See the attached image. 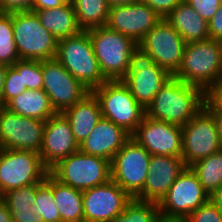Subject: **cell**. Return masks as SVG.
<instances>
[{
	"mask_svg": "<svg viewBox=\"0 0 222 222\" xmlns=\"http://www.w3.org/2000/svg\"><path fill=\"white\" fill-rule=\"evenodd\" d=\"M204 102V91L201 88L173 77L155 95L145 109V115L182 127L201 110Z\"/></svg>",
	"mask_w": 222,
	"mask_h": 222,
	"instance_id": "1",
	"label": "cell"
},
{
	"mask_svg": "<svg viewBox=\"0 0 222 222\" xmlns=\"http://www.w3.org/2000/svg\"><path fill=\"white\" fill-rule=\"evenodd\" d=\"M55 59L90 92L108 81L94 54L88 30L58 40Z\"/></svg>",
	"mask_w": 222,
	"mask_h": 222,
	"instance_id": "2",
	"label": "cell"
},
{
	"mask_svg": "<svg viewBox=\"0 0 222 222\" xmlns=\"http://www.w3.org/2000/svg\"><path fill=\"white\" fill-rule=\"evenodd\" d=\"M222 77V42L208 39L187 43L182 63L174 78L204 92Z\"/></svg>",
	"mask_w": 222,
	"mask_h": 222,
	"instance_id": "3",
	"label": "cell"
},
{
	"mask_svg": "<svg viewBox=\"0 0 222 222\" xmlns=\"http://www.w3.org/2000/svg\"><path fill=\"white\" fill-rule=\"evenodd\" d=\"M88 33L104 77L108 81L122 80L128 71L131 54L138 44L107 26L88 29Z\"/></svg>",
	"mask_w": 222,
	"mask_h": 222,
	"instance_id": "4",
	"label": "cell"
},
{
	"mask_svg": "<svg viewBox=\"0 0 222 222\" xmlns=\"http://www.w3.org/2000/svg\"><path fill=\"white\" fill-rule=\"evenodd\" d=\"M97 98L102 117L132 135L145 116V109L121 81H107L91 91Z\"/></svg>",
	"mask_w": 222,
	"mask_h": 222,
	"instance_id": "5",
	"label": "cell"
},
{
	"mask_svg": "<svg viewBox=\"0 0 222 222\" xmlns=\"http://www.w3.org/2000/svg\"><path fill=\"white\" fill-rule=\"evenodd\" d=\"M12 26L19 59H55L58 41L41 25L34 11L12 12Z\"/></svg>",
	"mask_w": 222,
	"mask_h": 222,
	"instance_id": "6",
	"label": "cell"
},
{
	"mask_svg": "<svg viewBox=\"0 0 222 222\" xmlns=\"http://www.w3.org/2000/svg\"><path fill=\"white\" fill-rule=\"evenodd\" d=\"M49 173L62 184L84 191L111 179V161L77 151L59 161Z\"/></svg>",
	"mask_w": 222,
	"mask_h": 222,
	"instance_id": "7",
	"label": "cell"
},
{
	"mask_svg": "<svg viewBox=\"0 0 222 222\" xmlns=\"http://www.w3.org/2000/svg\"><path fill=\"white\" fill-rule=\"evenodd\" d=\"M173 77L155 64L148 53L137 47L131 54L128 71L121 81L129 88L135 100L146 109Z\"/></svg>",
	"mask_w": 222,
	"mask_h": 222,
	"instance_id": "8",
	"label": "cell"
},
{
	"mask_svg": "<svg viewBox=\"0 0 222 222\" xmlns=\"http://www.w3.org/2000/svg\"><path fill=\"white\" fill-rule=\"evenodd\" d=\"M49 170L39 153L0 148V194L42 182Z\"/></svg>",
	"mask_w": 222,
	"mask_h": 222,
	"instance_id": "9",
	"label": "cell"
},
{
	"mask_svg": "<svg viewBox=\"0 0 222 222\" xmlns=\"http://www.w3.org/2000/svg\"><path fill=\"white\" fill-rule=\"evenodd\" d=\"M151 154L130 138L111 160V179L132 198L142 190Z\"/></svg>",
	"mask_w": 222,
	"mask_h": 222,
	"instance_id": "10",
	"label": "cell"
},
{
	"mask_svg": "<svg viewBox=\"0 0 222 222\" xmlns=\"http://www.w3.org/2000/svg\"><path fill=\"white\" fill-rule=\"evenodd\" d=\"M213 116L202 107L182 126V158L186 167L221 150Z\"/></svg>",
	"mask_w": 222,
	"mask_h": 222,
	"instance_id": "11",
	"label": "cell"
},
{
	"mask_svg": "<svg viewBox=\"0 0 222 222\" xmlns=\"http://www.w3.org/2000/svg\"><path fill=\"white\" fill-rule=\"evenodd\" d=\"M209 199L210 195L203 189L197 175L190 167H186L158 207L164 217L187 218Z\"/></svg>",
	"mask_w": 222,
	"mask_h": 222,
	"instance_id": "12",
	"label": "cell"
},
{
	"mask_svg": "<svg viewBox=\"0 0 222 222\" xmlns=\"http://www.w3.org/2000/svg\"><path fill=\"white\" fill-rule=\"evenodd\" d=\"M185 46L182 36L164 19L138 43L155 64L173 76L181 66Z\"/></svg>",
	"mask_w": 222,
	"mask_h": 222,
	"instance_id": "13",
	"label": "cell"
},
{
	"mask_svg": "<svg viewBox=\"0 0 222 222\" xmlns=\"http://www.w3.org/2000/svg\"><path fill=\"white\" fill-rule=\"evenodd\" d=\"M46 121L28 118L0 106V148L40 152Z\"/></svg>",
	"mask_w": 222,
	"mask_h": 222,
	"instance_id": "14",
	"label": "cell"
},
{
	"mask_svg": "<svg viewBox=\"0 0 222 222\" xmlns=\"http://www.w3.org/2000/svg\"><path fill=\"white\" fill-rule=\"evenodd\" d=\"M43 90L56 113L79 102L88 91L56 59L42 61Z\"/></svg>",
	"mask_w": 222,
	"mask_h": 222,
	"instance_id": "15",
	"label": "cell"
},
{
	"mask_svg": "<svg viewBox=\"0 0 222 222\" xmlns=\"http://www.w3.org/2000/svg\"><path fill=\"white\" fill-rule=\"evenodd\" d=\"M82 193L84 222H112L133 199L112 179Z\"/></svg>",
	"mask_w": 222,
	"mask_h": 222,
	"instance_id": "16",
	"label": "cell"
},
{
	"mask_svg": "<svg viewBox=\"0 0 222 222\" xmlns=\"http://www.w3.org/2000/svg\"><path fill=\"white\" fill-rule=\"evenodd\" d=\"M151 155L182 157V127L143 117L131 135Z\"/></svg>",
	"mask_w": 222,
	"mask_h": 222,
	"instance_id": "17",
	"label": "cell"
},
{
	"mask_svg": "<svg viewBox=\"0 0 222 222\" xmlns=\"http://www.w3.org/2000/svg\"><path fill=\"white\" fill-rule=\"evenodd\" d=\"M161 20L154 9L139 0L132 5L111 7L106 26L138 44Z\"/></svg>",
	"mask_w": 222,
	"mask_h": 222,
	"instance_id": "18",
	"label": "cell"
},
{
	"mask_svg": "<svg viewBox=\"0 0 222 222\" xmlns=\"http://www.w3.org/2000/svg\"><path fill=\"white\" fill-rule=\"evenodd\" d=\"M79 151L69 121L62 113H56L45 123L43 143L39 155L43 165L50 170L59 161Z\"/></svg>",
	"mask_w": 222,
	"mask_h": 222,
	"instance_id": "19",
	"label": "cell"
},
{
	"mask_svg": "<svg viewBox=\"0 0 222 222\" xmlns=\"http://www.w3.org/2000/svg\"><path fill=\"white\" fill-rule=\"evenodd\" d=\"M185 168L182 157L151 155L143 190L135 198L159 204Z\"/></svg>",
	"mask_w": 222,
	"mask_h": 222,
	"instance_id": "20",
	"label": "cell"
},
{
	"mask_svg": "<svg viewBox=\"0 0 222 222\" xmlns=\"http://www.w3.org/2000/svg\"><path fill=\"white\" fill-rule=\"evenodd\" d=\"M131 138L123 128L101 117L87 138L79 145V151L112 160L115 154Z\"/></svg>",
	"mask_w": 222,
	"mask_h": 222,
	"instance_id": "21",
	"label": "cell"
},
{
	"mask_svg": "<svg viewBox=\"0 0 222 222\" xmlns=\"http://www.w3.org/2000/svg\"><path fill=\"white\" fill-rule=\"evenodd\" d=\"M62 114L69 121L78 145L87 138L102 117L100 104L92 92H89L73 106L65 109Z\"/></svg>",
	"mask_w": 222,
	"mask_h": 222,
	"instance_id": "22",
	"label": "cell"
},
{
	"mask_svg": "<svg viewBox=\"0 0 222 222\" xmlns=\"http://www.w3.org/2000/svg\"><path fill=\"white\" fill-rule=\"evenodd\" d=\"M184 39V42H198L209 39L208 22L183 0L165 18Z\"/></svg>",
	"mask_w": 222,
	"mask_h": 222,
	"instance_id": "23",
	"label": "cell"
},
{
	"mask_svg": "<svg viewBox=\"0 0 222 222\" xmlns=\"http://www.w3.org/2000/svg\"><path fill=\"white\" fill-rule=\"evenodd\" d=\"M40 20L41 25L58 40L79 33L76 13L71 1L65 2L54 9L31 10Z\"/></svg>",
	"mask_w": 222,
	"mask_h": 222,
	"instance_id": "24",
	"label": "cell"
},
{
	"mask_svg": "<svg viewBox=\"0 0 222 222\" xmlns=\"http://www.w3.org/2000/svg\"><path fill=\"white\" fill-rule=\"evenodd\" d=\"M4 107L18 115L42 121H47L56 114L49 96L43 89H27L11 99Z\"/></svg>",
	"mask_w": 222,
	"mask_h": 222,
	"instance_id": "25",
	"label": "cell"
},
{
	"mask_svg": "<svg viewBox=\"0 0 222 222\" xmlns=\"http://www.w3.org/2000/svg\"><path fill=\"white\" fill-rule=\"evenodd\" d=\"M53 196L61 222H84L83 193L53 177Z\"/></svg>",
	"mask_w": 222,
	"mask_h": 222,
	"instance_id": "26",
	"label": "cell"
},
{
	"mask_svg": "<svg viewBox=\"0 0 222 222\" xmlns=\"http://www.w3.org/2000/svg\"><path fill=\"white\" fill-rule=\"evenodd\" d=\"M82 30L106 26L110 7L107 0H70Z\"/></svg>",
	"mask_w": 222,
	"mask_h": 222,
	"instance_id": "27",
	"label": "cell"
},
{
	"mask_svg": "<svg viewBox=\"0 0 222 222\" xmlns=\"http://www.w3.org/2000/svg\"><path fill=\"white\" fill-rule=\"evenodd\" d=\"M203 189L212 195L222 186V149L192 164Z\"/></svg>",
	"mask_w": 222,
	"mask_h": 222,
	"instance_id": "28",
	"label": "cell"
},
{
	"mask_svg": "<svg viewBox=\"0 0 222 222\" xmlns=\"http://www.w3.org/2000/svg\"><path fill=\"white\" fill-rule=\"evenodd\" d=\"M34 210L43 217L44 222H61V217L53 196V176L48 173L37 184Z\"/></svg>",
	"mask_w": 222,
	"mask_h": 222,
	"instance_id": "29",
	"label": "cell"
},
{
	"mask_svg": "<svg viewBox=\"0 0 222 222\" xmlns=\"http://www.w3.org/2000/svg\"><path fill=\"white\" fill-rule=\"evenodd\" d=\"M160 216L157 203L133 198L112 222H157Z\"/></svg>",
	"mask_w": 222,
	"mask_h": 222,
	"instance_id": "30",
	"label": "cell"
},
{
	"mask_svg": "<svg viewBox=\"0 0 222 222\" xmlns=\"http://www.w3.org/2000/svg\"><path fill=\"white\" fill-rule=\"evenodd\" d=\"M19 59L14 40L12 12H0V64L14 65Z\"/></svg>",
	"mask_w": 222,
	"mask_h": 222,
	"instance_id": "31",
	"label": "cell"
},
{
	"mask_svg": "<svg viewBox=\"0 0 222 222\" xmlns=\"http://www.w3.org/2000/svg\"><path fill=\"white\" fill-rule=\"evenodd\" d=\"M13 66L22 74L23 86H26V89H43L42 61L20 59Z\"/></svg>",
	"mask_w": 222,
	"mask_h": 222,
	"instance_id": "32",
	"label": "cell"
},
{
	"mask_svg": "<svg viewBox=\"0 0 222 222\" xmlns=\"http://www.w3.org/2000/svg\"><path fill=\"white\" fill-rule=\"evenodd\" d=\"M37 184H30L13 189L2 196L9 210H23L33 207L36 198Z\"/></svg>",
	"mask_w": 222,
	"mask_h": 222,
	"instance_id": "33",
	"label": "cell"
},
{
	"mask_svg": "<svg viewBox=\"0 0 222 222\" xmlns=\"http://www.w3.org/2000/svg\"><path fill=\"white\" fill-rule=\"evenodd\" d=\"M26 90V86H23L22 74L13 65L9 66L1 93V106H5L11 99Z\"/></svg>",
	"mask_w": 222,
	"mask_h": 222,
	"instance_id": "34",
	"label": "cell"
},
{
	"mask_svg": "<svg viewBox=\"0 0 222 222\" xmlns=\"http://www.w3.org/2000/svg\"><path fill=\"white\" fill-rule=\"evenodd\" d=\"M186 219L188 222H222V212L209 199L197 210H194Z\"/></svg>",
	"mask_w": 222,
	"mask_h": 222,
	"instance_id": "35",
	"label": "cell"
},
{
	"mask_svg": "<svg viewBox=\"0 0 222 222\" xmlns=\"http://www.w3.org/2000/svg\"><path fill=\"white\" fill-rule=\"evenodd\" d=\"M204 101L207 111H222V77L204 92Z\"/></svg>",
	"mask_w": 222,
	"mask_h": 222,
	"instance_id": "36",
	"label": "cell"
},
{
	"mask_svg": "<svg viewBox=\"0 0 222 222\" xmlns=\"http://www.w3.org/2000/svg\"><path fill=\"white\" fill-rule=\"evenodd\" d=\"M207 22L218 11L222 0H185Z\"/></svg>",
	"mask_w": 222,
	"mask_h": 222,
	"instance_id": "37",
	"label": "cell"
},
{
	"mask_svg": "<svg viewBox=\"0 0 222 222\" xmlns=\"http://www.w3.org/2000/svg\"><path fill=\"white\" fill-rule=\"evenodd\" d=\"M154 9L159 16L164 19L174 10L183 0H140Z\"/></svg>",
	"mask_w": 222,
	"mask_h": 222,
	"instance_id": "38",
	"label": "cell"
},
{
	"mask_svg": "<svg viewBox=\"0 0 222 222\" xmlns=\"http://www.w3.org/2000/svg\"><path fill=\"white\" fill-rule=\"evenodd\" d=\"M35 0H0V12L31 11Z\"/></svg>",
	"mask_w": 222,
	"mask_h": 222,
	"instance_id": "39",
	"label": "cell"
},
{
	"mask_svg": "<svg viewBox=\"0 0 222 222\" xmlns=\"http://www.w3.org/2000/svg\"><path fill=\"white\" fill-rule=\"evenodd\" d=\"M13 222H44L43 217L33 207L23 210H10Z\"/></svg>",
	"mask_w": 222,
	"mask_h": 222,
	"instance_id": "40",
	"label": "cell"
},
{
	"mask_svg": "<svg viewBox=\"0 0 222 222\" xmlns=\"http://www.w3.org/2000/svg\"><path fill=\"white\" fill-rule=\"evenodd\" d=\"M209 39L222 42V2L218 11L214 14L212 19L208 22Z\"/></svg>",
	"mask_w": 222,
	"mask_h": 222,
	"instance_id": "41",
	"label": "cell"
},
{
	"mask_svg": "<svg viewBox=\"0 0 222 222\" xmlns=\"http://www.w3.org/2000/svg\"><path fill=\"white\" fill-rule=\"evenodd\" d=\"M70 0H35L32 10L54 9Z\"/></svg>",
	"mask_w": 222,
	"mask_h": 222,
	"instance_id": "42",
	"label": "cell"
},
{
	"mask_svg": "<svg viewBox=\"0 0 222 222\" xmlns=\"http://www.w3.org/2000/svg\"><path fill=\"white\" fill-rule=\"evenodd\" d=\"M215 121V125L217 128L220 145L222 147V111H208Z\"/></svg>",
	"mask_w": 222,
	"mask_h": 222,
	"instance_id": "43",
	"label": "cell"
},
{
	"mask_svg": "<svg viewBox=\"0 0 222 222\" xmlns=\"http://www.w3.org/2000/svg\"><path fill=\"white\" fill-rule=\"evenodd\" d=\"M0 222H13L11 219V212L2 199L0 200Z\"/></svg>",
	"mask_w": 222,
	"mask_h": 222,
	"instance_id": "44",
	"label": "cell"
},
{
	"mask_svg": "<svg viewBox=\"0 0 222 222\" xmlns=\"http://www.w3.org/2000/svg\"><path fill=\"white\" fill-rule=\"evenodd\" d=\"M210 200L220 209L222 212V186L210 195Z\"/></svg>",
	"mask_w": 222,
	"mask_h": 222,
	"instance_id": "45",
	"label": "cell"
},
{
	"mask_svg": "<svg viewBox=\"0 0 222 222\" xmlns=\"http://www.w3.org/2000/svg\"><path fill=\"white\" fill-rule=\"evenodd\" d=\"M139 0H107L109 7L132 5Z\"/></svg>",
	"mask_w": 222,
	"mask_h": 222,
	"instance_id": "46",
	"label": "cell"
},
{
	"mask_svg": "<svg viewBox=\"0 0 222 222\" xmlns=\"http://www.w3.org/2000/svg\"><path fill=\"white\" fill-rule=\"evenodd\" d=\"M8 66L0 64V106H1V93L3 89V84L5 81L6 70Z\"/></svg>",
	"mask_w": 222,
	"mask_h": 222,
	"instance_id": "47",
	"label": "cell"
},
{
	"mask_svg": "<svg viewBox=\"0 0 222 222\" xmlns=\"http://www.w3.org/2000/svg\"><path fill=\"white\" fill-rule=\"evenodd\" d=\"M157 222H188L186 218H170L160 216Z\"/></svg>",
	"mask_w": 222,
	"mask_h": 222,
	"instance_id": "48",
	"label": "cell"
}]
</instances>
